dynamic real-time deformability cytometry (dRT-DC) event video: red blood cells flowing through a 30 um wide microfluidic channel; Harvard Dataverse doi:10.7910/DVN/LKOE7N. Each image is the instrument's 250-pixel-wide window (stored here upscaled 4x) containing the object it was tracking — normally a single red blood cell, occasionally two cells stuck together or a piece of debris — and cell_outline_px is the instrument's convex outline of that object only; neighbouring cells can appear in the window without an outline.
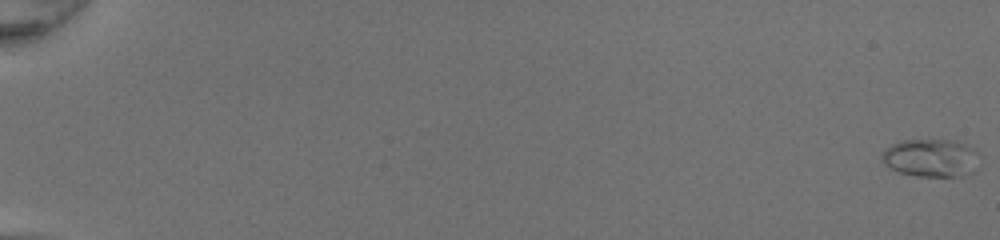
{"species": "common noctule bat (a hibernating species)", "species_latin": "Nyctalus noctula", "temperature_condition": "room temperature", "stored_images_in_passage": 51, "camera_frame_rate_fps": 3000, "um_per_image_px": 0.085, "animal": {"sex": "female", "body_mass_g": 20.0, "forearm_length_mm": 54.0}, "frame": {"image": 1, "passage_image": 1, "time_ms": 0.0, "image_size_px": [1000, 240], "cell_outline_px": [[976, 152], [964, 172], [960, 176], [916, 176], [900, 172], [884, 164], [880, 156], [892, 144], [904, 140], [956, 140], [972, 148]], "centroid_in_image_um": [78.96, 13.39], "position_along_channel_um": 6.0, "area_um2": 20.29}}
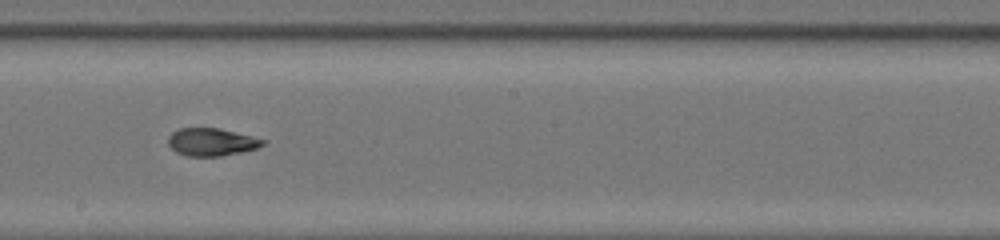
{"frame": {"image": 2, "passage_image": 32, "time_ms": 10.333, "image_size_px": [1000, 240], "cell_outline_px": [[268, 140], [264, 144], [256, 148], [240, 152], [220, 156], [188, 156], [176, 152], [168, 144], [168, 136], [172, 132], [180, 128], [220, 128]], "centroid_in_image_um": [17.98, 12.06], "position_along_channel_um": 230.2, "area_um2": 15.26}}
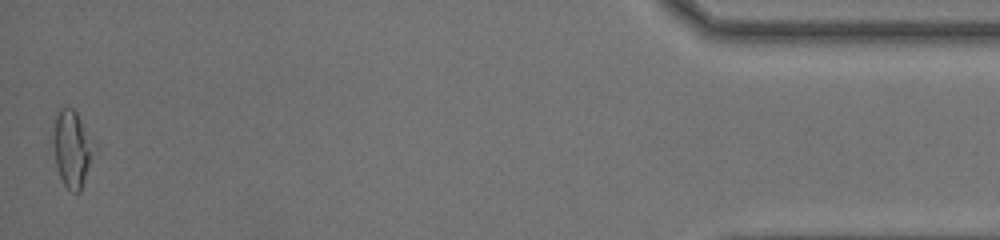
{"frame": {"image": 3, "passage_image": 51, "time_ms": 16.667, "image_size_px": [1000, 240], "cell_outline_px": [[96, 148], [80, 192], [72, 192], [64, 184], [60, 176], [48, 140], [56, 112], [60, 108], [72, 108], [76, 112], [96, 144]], "centroid_in_image_um": [6.07, 12.59], "position_along_channel_um": 429.1, "area_um2": 19.02}, "authors_computed_cell_mechanics": {"area_um2": 15.9528, "velocity_mm_per_s": 4.344, "shape_relaxation_time_tau1_ms": 7.6246, "shape_relaxation_time_tau2_ms": 1.2655, "deformation_change_tau1": 0.266, "deformation_change_tau2": 0.08}}